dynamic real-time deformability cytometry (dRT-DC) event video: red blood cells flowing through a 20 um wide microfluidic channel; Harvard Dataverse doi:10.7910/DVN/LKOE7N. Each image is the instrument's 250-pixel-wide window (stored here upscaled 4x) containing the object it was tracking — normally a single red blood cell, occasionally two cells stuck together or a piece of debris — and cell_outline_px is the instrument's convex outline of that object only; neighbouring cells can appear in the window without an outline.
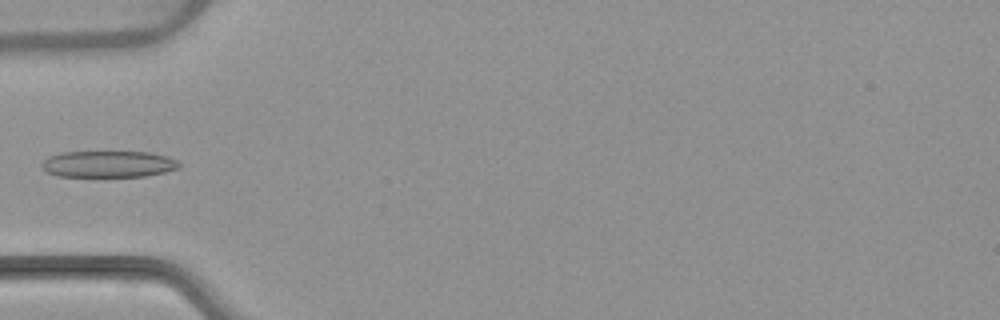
{"species": "common noctule bat (a hibernating species)", "species_latin": "Nyctalus noctula", "temperature_condition": "warm", "stored_images_in_passage": 3, "camera_frame_rate_fps": 3000, "um_per_image_px": 0.085, "animal": {"sex": "female", "body_mass_g": 22.7, "forearm_length_mm": 54.2}, "frame": {"image": 1, "passage_image": 3, "time_ms": 2.333, "image_size_px": [1000, 320], "cell_outline_px": [[180, 168], [164, 172], [144, 176], [56, 176], [48, 172], [40, 164], [48, 156], [60, 152], [152, 152], [168, 156], [176, 160], [180, 164]], "centroid_in_image_um": [9.22, 13.94], "position_along_channel_um": 75.8, "area_um2": 21.21}}